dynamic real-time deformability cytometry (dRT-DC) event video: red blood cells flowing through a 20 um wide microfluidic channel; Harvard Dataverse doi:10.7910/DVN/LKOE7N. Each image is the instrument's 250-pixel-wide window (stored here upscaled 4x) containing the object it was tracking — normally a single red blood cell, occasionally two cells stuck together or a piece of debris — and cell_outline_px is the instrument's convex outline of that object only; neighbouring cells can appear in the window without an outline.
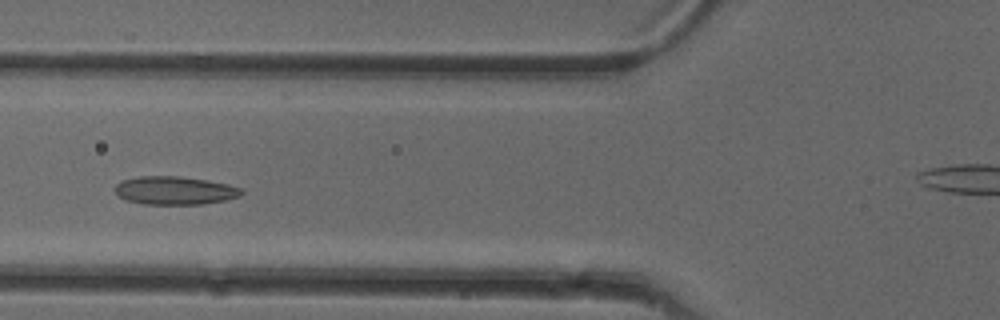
{"species": "common noctule bat (a hibernating species)", "species_latin": "Nyctalus noctula", "temperature_condition": "cold", "stored_images_in_passage": 49, "camera_frame_rate_fps": 3000, "um_per_image_px": 0.085, "animal": {"sex": "female"}, "frame": {"image": 1, "passage_image": 16, "time_ms": 5.0, "image_size_px": [1000, 320], "cell_outline_px": [[244, 192], [240, 196], [224, 200], [200, 204], [144, 204], [124, 200], [112, 188], [120, 180], [140, 176], [176, 176], [204, 180], [228, 184], [244, 188]], "centroid_in_image_um": [14.83, 16.19], "position_along_channel_um": 111.0, "area_um2": 20.87}}
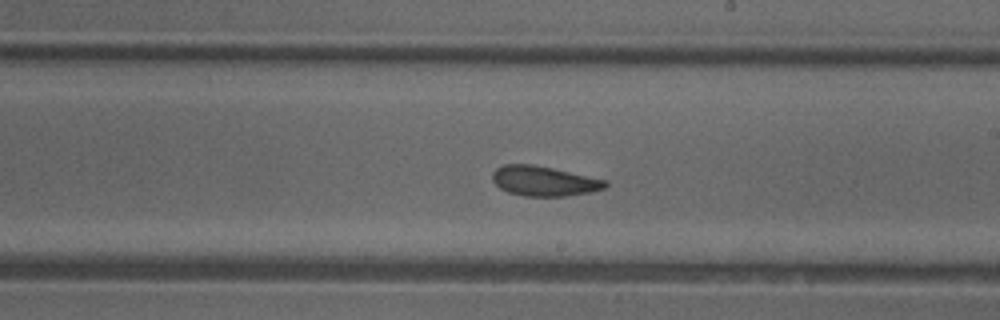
{"frame": {"image": 2, "passage_image": 26, "time_ms": 8.333, "image_size_px": [1000, 320], "cell_outline_px": [[608, 184], [604, 188], [592, 192], [564, 196], [524, 196], [508, 192], [500, 188], [492, 180], [492, 172], [496, 168], [504, 164], [532, 164], [552, 168], [608, 180]], "centroid_in_image_um": [46.24, 15.39], "position_along_channel_um": 242.8, "area_um2": 19.71}}
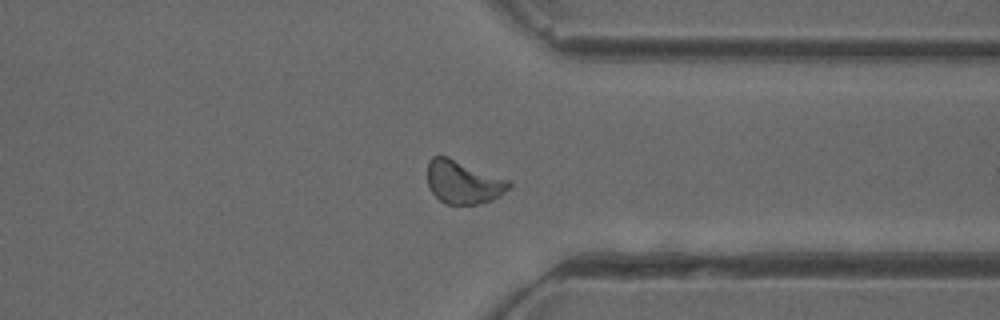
{"frame": {"image": 3, "passage_image": 36, "time_ms": 11.667, "image_size_px": [1000, 320], "cell_outline_px": [[512, 184], [504, 192], [492, 200], [480, 204], [444, 204], [428, 188], [428, 160], [432, 156], [448, 156], [508, 180]], "centroid_in_image_um": [39.34, 15.48], "position_along_channel_um": 372.1, "area_um2": 20.4}, "authors_computed_cell_mechanics": {"area_um2": 20.1144, "velocity_mm_per_s": 3.9548, "shape_relaxation_time_tau1_ms": 4.6349, "shape_relaxation_time_tau2_ms": 1.5477, "deformation_change_tau1": 0.1313, "deformation_change_tau2": 0.0771}}